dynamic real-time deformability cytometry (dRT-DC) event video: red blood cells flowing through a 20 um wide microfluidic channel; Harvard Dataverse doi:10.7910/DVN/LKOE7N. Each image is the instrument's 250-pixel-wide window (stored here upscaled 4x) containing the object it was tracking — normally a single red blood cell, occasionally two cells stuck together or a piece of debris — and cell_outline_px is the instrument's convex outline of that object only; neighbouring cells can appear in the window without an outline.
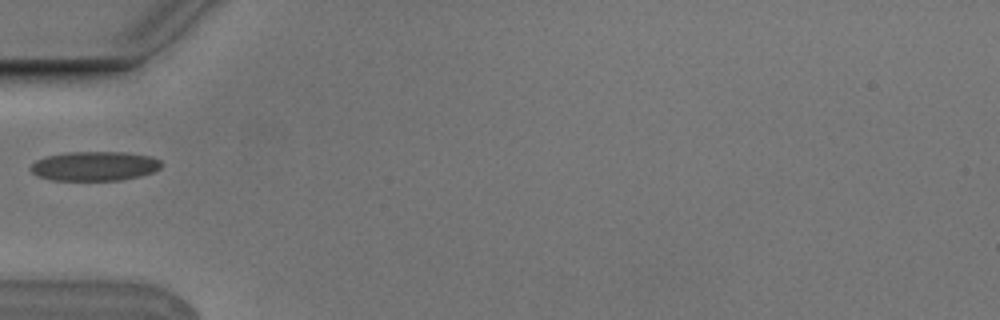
{"species": "Egyptian fruit bat (a non-hibernating species)", "species_latin": "Rousettus aegyptiacus", "temperature_condition": "cold", "stored_images_in_passage": 3, "camera_frame_rate_fps": 3000, "um_per_image_px": 0.085, "animal": {"sex": "male"}, "frame": {"image": 1, "passage_image": 1, "time_ms": 0.0, "image_size_px": [1000, 320], "cell_outline_px": [[164, 164], [160, 168], [152, 172], [140, 176], [120, 180], [52, 180], [36, 176], [28, 168], [36, 160], [48, 156], [68, 152], [128, 152], [152, 156], [160, 160]], "centroid_in_image_um": [8.06, 14.11], "position_along_channel_um": 76.9, "area_um2": 22.54}}
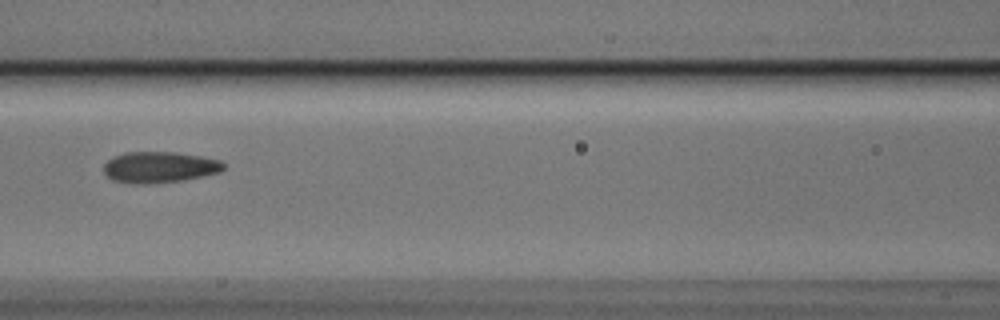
{"frame": {"image": 2, "passage_image": 3, "time_ms": 0.667, "image_size_px": [1000, 320], "cell_outline_px": [[224, 168], [220, 172], [180, 180], [112, 180], [104, 172], [104, 164], [112, 156], [124, 152], [176, 152], [200, 156], [220, 160], [224, 164]], "centroid_in_image_um": [13.58, 14.13], "position_along_channel_um": 153.0, "area_um2": 20.46}}